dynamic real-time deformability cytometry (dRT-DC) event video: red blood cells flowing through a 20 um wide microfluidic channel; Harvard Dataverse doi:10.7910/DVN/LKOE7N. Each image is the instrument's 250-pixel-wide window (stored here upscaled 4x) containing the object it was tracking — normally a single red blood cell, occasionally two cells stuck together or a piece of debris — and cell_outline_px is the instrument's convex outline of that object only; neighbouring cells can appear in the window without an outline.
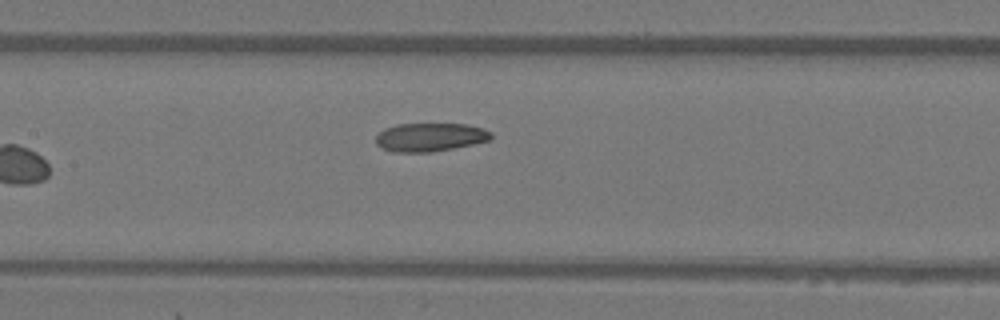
{"species": "Egyptian fruit bat (a non-hibernating species)", "species_latin": "Rousettus aegyptiacus", "temperature_condition": "warm", "stored_images_in_passage": 8, "camera_frame_rate_fps": 3000, "um_per_image_px": 0.085, "animal": {"sex": "female"}, "frame": {"image": 1, "passage_image": 8, "time_ms": 2.333, "image_size_px": [1000, 320], "cell_outline_px": [[492, 136], [488, 140], [472, 144], [432, 152], [392, 152], [380, 148], [376, 144], [376, 136], [384, 128], [396, 124], [468, 124], [484, 128], [492, 132]], "centroid_in_image_um": [36.52, 11.65], "position_along_channel_um": 170.9, "area_um2": 19.19}}